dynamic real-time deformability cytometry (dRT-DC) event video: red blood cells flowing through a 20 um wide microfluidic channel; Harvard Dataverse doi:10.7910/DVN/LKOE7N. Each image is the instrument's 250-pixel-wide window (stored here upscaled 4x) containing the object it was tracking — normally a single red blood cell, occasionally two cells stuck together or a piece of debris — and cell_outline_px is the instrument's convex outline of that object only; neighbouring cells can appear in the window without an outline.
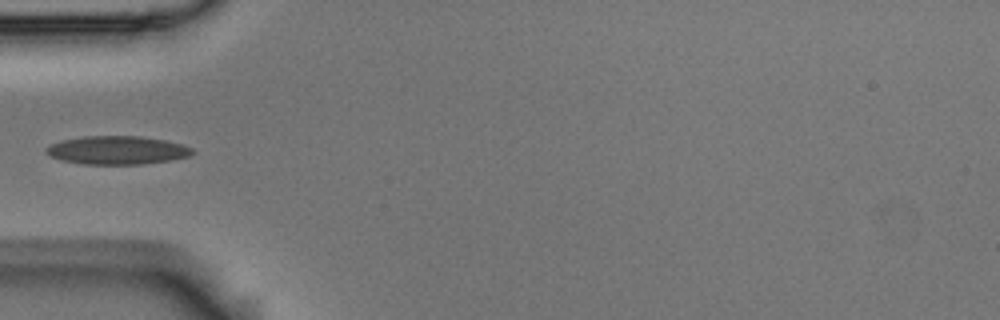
{"species": "Egyptian fruit bat (a non-hibernating species)", "species_latin": "Rousettus aegyptiacus", "temperature_condition": "room temperature", "stored_images_in_passage": 6, "camera_frame_rate_fps": 3000, "um_per_image_px": 0.085, "animal": {"sex": "male"}, "frame": {"image": 1, "passage_image": 5, "time_ms": 1.333, "image_size_px": [1000, 320], "cell_outline_px": [[196, 152], [188, 156], [168, 160], [140, 164], [84, 164], [64, 160], [52, 156], [44, 152], [44, 148], [60, 140], [84, 136], [140, 136], [164, 140], [184, 144], [192, 148]], "centroid_in_image_um": [9.96, 12.75], "position_along_channel_um": 75.0, "area_um2": 24.04}}
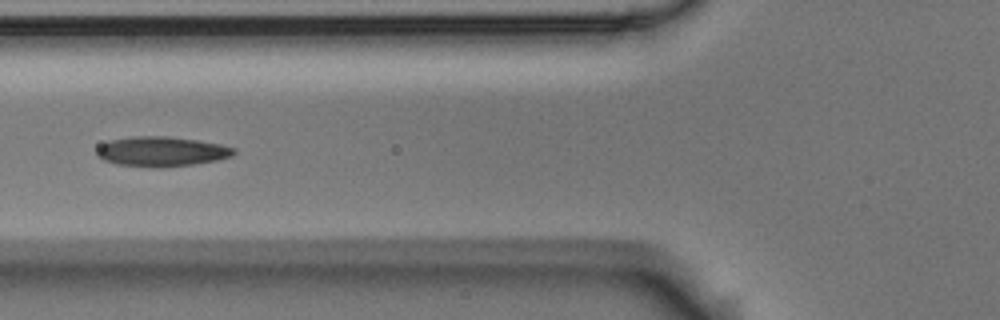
{"frame": {"image": 2, "passage_image": 6, "time_ms": 1.667, "image_size_px": [1000, 320], "cell_outline_px": [[236, 152], [232, 156], [216, 160], [192, 164], [160, 168], [156, 168], [116, 164], [104, 160], [96, 156], [96, 148], [100, 144], [108, 140], [128, 136], [168, 136], [196, 140], [220, 144], [236, 148]], "centroid_in_image_um": [13.67, 12.87], "position_along_channel_um": 112.1, "area_um2": 24.1}}